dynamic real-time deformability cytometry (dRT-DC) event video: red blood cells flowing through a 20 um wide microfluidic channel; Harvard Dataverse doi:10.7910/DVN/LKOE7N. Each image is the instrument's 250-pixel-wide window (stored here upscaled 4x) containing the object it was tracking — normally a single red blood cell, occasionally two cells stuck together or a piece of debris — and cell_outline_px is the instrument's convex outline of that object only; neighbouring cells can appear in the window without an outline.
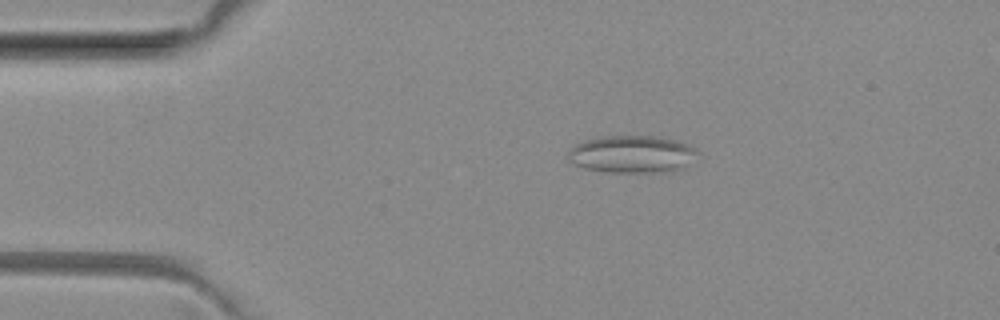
{"species": "common noctule bat (a hibernating species)", "species_latin": "Nyctalus noctula", "temperature_condition": "room temperature", "stored_images_in_passage": 42, "camera_frame_rate_fps": 3000, "um_per_image_px": 0.085, "animal": {"sex": "female", "body_mass_g": 29.2, "forearm_length_mm": 56.3}, "frame": {"image": 1, "passage_image": 1, "time_ms": 0.0, "image_size_px": [1000, 320], "cell_outline_px": [[700, 156], [680, 168], [672, 172], [604, 172], [584, 168], [568, 160], [568, 152], [576, 144], [584, 140], [596, 136], [652, 136], [676, 140], [688, 144], [700, 152]], "centroid_in_image_um": [53.74, 13.1], "position_along_channel_um": 31.3, "area_um2": 28.44}}
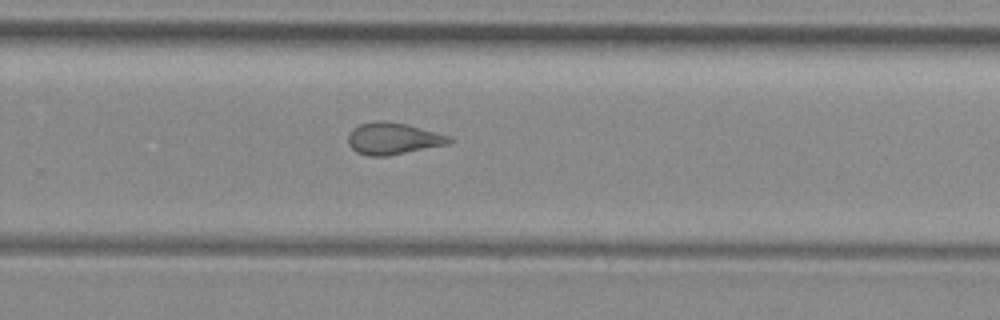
{"frame": {"image": 2, "passage_image": 24, "time_ms": 7.667, "image_size_px": [1000, 320], "cell_outline_px": [[452, 144], [388, 156], [368, 156], [356, 152], [348, 144], [348, 136], [352, 128], [360, 124], [376, 120], [384, 120], [404, 124], [448, 136], [452, 140]], "centroid_in_image_um": [33.38, 11.79], "position_along_channel_um": 296.4, "area_um2": 18.73}}
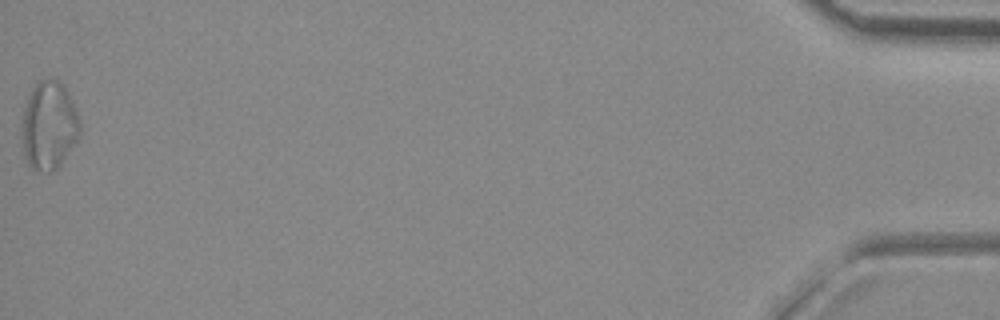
{"frame": {"image": 3, "passage_image": 42, "time_ms": 13.667, "image_size_px": [1000, 320], "cell_outline_px": [[80, 136], [60, 164], [52, 172], [48, 172], [32, 168], [28, 164], [24, 156], [24, 108], [28, 96], [32, 88], [40, 80], [60, 80], [72, 100], [76, 108], [80, 124]], "centroid_in_image_um": [4.2, 10.66], "position_along_channel_um": 431.0, "area_um2": 29.25}, "authors_computed_cell_mechanics": {"area_um2": 19.9988, "velocity_mm_per_s": 4.0519, "shape_relaxation_time_tau1_ms": null, "shape_relaxation_time_tau2_ms": 1.6509, "deformation_change_tau1": null, "deformation_change_tau2": 0.0921}}